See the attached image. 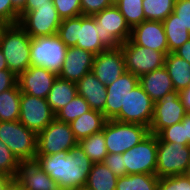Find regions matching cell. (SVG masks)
I'll return each instance as SVG.
<instances>
[{
	"label": "cell",
	"mask_w": 190,
	"mask_h": 190,
	"mask_svg": "<svg viewBox=\"0 0 190 190\" xmlns=\"http://www.w3.org/2000/svg\"><path fill=\"white\" fill-rule=\"evenodd\" d=\"M35 161L59 184L62 190H73L85 186L93 165L79 143L70 151L52 155H36Z\"/></svg>",
	"instance_id": "6da1fadb"
},
{
	"label": "cell",
	"mask_w": 190,
	"mask_h": 190,
	"mask_svg": "<svg viewBox=\"0 0 190 190\" xmlns=\"http://www.w3.org/2000/svg\"><path fill=\"white\" fill-rule=\"evenodd\" d=\"M31 39L19 24H10L0 40V48L8 69L17 77L31 66Z\"/></svg>",
	"instance_id": "7a4b0ae2"
},
{
	"label": "cell",
	"mask_w": 190,
	"mask_h": 190,
	"mask_svg": "<svg viewBox=\"0 0 190 190\" xmlns=\"http://www.w3.org/2000/svg\"><path fill=\"white\" fill-rule=\"evenodd\" d=\"M0 140L20 162L36 160L37 134L19 120L0 121Z\"/></svg>",
	"instance_id": "3957f363"
},
{
	"label": "cell",
	"mask_w": 190,
	"mask_h": 190,
	"mask_svg": "<svg viewBox=\"0 0 190 190\" xmlns=\"http://www.w3.org/2000/svg\"><path fill=\"white\" fill-rule=\"evenodd\" d=\"M93 17L96 28H99L97 35L107 49H116L130 39L131 28L115 4L95 13Z\"/></svg>",
	"instance_id": "277c9868"
},
{
	"label": "cell",
	"mask_w": 190,
	"mask_h": 190,
	"mask_svg": "<svg viewBox=\"0 0 190 190\" xmlns=\"http://www.w3.org/2000/svg\"><path fill=\"white\" fill-rule=\"evenodd\" d=\"M108 153L123 154L149 134V128L136 123L107 120L103 128Z\"/></svg>",
	"instance_id": "5b68a950"
},
{
	"label": "cell",
	"mask_w": 190,
	"mask_h": 190,
	"mask_svg": "<svg viewBox=\"0 0 190 190\" xmlns=\"http://www.w3.org/2000/svg\"><path fill=\"white\" fill-rule=\"evenodd\" d=\"M67 48L57 34L32 38L30 44L31 65L43 67L59 75Z\"/></svg>",
	"instance_id": "8992f818"
},
{
	"label": "cell",
	"mask_w": 190,
	"mask_h": 190,
	"mask_svg": "<svg viewBox=\"0 0 190 190\" xmlns=\"http://www.w3.org/2000/svg\"><path fill=\"white\" fill-rule=\"evenodd\" d=\"M190 163V145L162 142L157 136V167L159 178L185 174Z\"/></svg>",
	"instance_id": "52a82bcc"
},
{
	"label": "cell",
	"mask_w": 190,
	"mask_h": 190,
	"mask_svg": "<svg viewBox=\"0 0 190 190\" xmlns=\"http://www.w3.org/2000/svg\"><path fill=\"white\" fill-rule=\"evenodd\" d=\"M120 47L125 58V70L138 77L162 68L168 54V52L135 45L130 39L122 43Z\"/></svg>",
	"instance_id": "ba28073f"
},
{
	"label": "cell",
	"mask_w": 190,
	"mask_h": 190,
	"mask_svg": "<svg viewBox=\"0 0 190 190\" xmlns=\"http://www.w3.org/2000/svg\"><path fill=\"white\" fill-rule=\"evenodd\" d=\"M127 175L156 174L157 135L149 133L137 145L122 154Z\"/></svg>",
	"instance_id": "9c48e42d"
},
{
	"label": "cell",
	"mask_w": 190,
	"mask_h": 190,
	"mask_svg": "<svg viewBox=\"0 0 190 190\" xmlns=\"http://www.w3.org/2000/svg\"><path fill=\"white\" fill-rule=\"evenodd\" d=\"M77 143L70 124L54 118L37 134L36 155H52L62 151H70Z\"/></svg>",
	"instance_id": "30bf717a"
},
{
	"label": "cell",
	"mask_w": 190,
	"mask_h": 190,
	"mask_svg": "<svg viewBox=\"0 0 190 190\" xmlns=\"http://www.w3.org/2000/svg\"><path fill=\"white\" fill-rule=\"evenodd\" d=\"M61 22L54 4H48L29 12H20L18 24L31 38H36L56 35Z\"/></svg>",
	"instance_id": "8fae6325"
},
{
	"label": "cell",
	"mask_w": 190,
	"mask_h": 190,
	"mask_svg": "<svg viewBox=\"0 0 190 190\" xmlns=\"http://www.w3.org/2000/svg\"><path fill=\"white\" fill-rule=\"evenodd\" d=\"M153 114L154 102L138 84L129 92L124 108H121L120 113L113 120L141 124L149 128Z\"/></svg>",
	"instance_id": "7c38bea8"
},
{
	"label": "cell",
	"mask_w": 190,
	"mask_h": 190,
	"mask_svg": "<svg viewBox=\"0 0 190 190\" xmlns=\"http://www.w3.org/2000/svg\"><path fill=\"white\" fill-rule=\"evenodd\" d=\"M55 118L46 99L21 93L19 121L38 134Z\"/></svg>",
	"instance_id": "4fadbf2b"
},
{
	"label": "cell",
	"mask_w": 190,
	"mask_h": 190,
	"mask_svg": "<svg viewBox=\"0 0 190 190\" xmlns=\"http://www.w3.org/2000/svg\"><path fill=\"white\" fill-rule=\"evenodd\" d=\"M186 114L179 92L174 90L166 94L160 101L154 103L149 133L158 135L164 128L181 122Z\"/></svg>",
	"instance_id": "5bb4252c"
},
{
	"label": "cell",
	"mask_w": 190,
	"mask_h": 190,
	"mask_svg": "<svg viewBox=\"0 0 190 190\" xmlns=\"http://www.w3.org/2000/svg\"><path fill=\"white\" fill-rule=\"evenodd\" d=\"M57 77L43 67L31 65L17 77V84L21 93L46 99Z\"/></svg>",
	"instance_id": "9a60e30c"
},
{
	"label": "cell",
	"mask_w": 190,
	"mask_h": 190,
	"mask_svg": "<svg viewBox=\"0 0 190 190\" xmlns=\"http://www.w3.org/2000/svg\"><path fill=\"white\" fill-rule=\"evenodd\" d=\"M91 71L106 86L117 80L126 71L121 47L97 54Z\"/></svg>",
	"instance_id": "2e32d148"
},
{
	"label": "cell",
	"mask_w": 190,
	"mask_h": 190,
	"mask_svg": "<svg viewBox=\"0 0 190 190\" xmlns=\"http://www.w3.org/2000/svg\"><path fill=\"white\" fill-rule=\"evenodd\" d=\"M139 84V77L125 71L117 80L106 86V103L104 116L113 120L124 108L129 92Z\"/></svg>",
	"instance_id": "e0dca14e"
},
{
	"label": "cell",
	"mask_w": 190,
	"mask_h": 190,
	"mask_svg": "<svg viewBox=\"0 0 190 190\" xmlns=\"http://www.w3.org/2000/svg\"><path fill=\"white\" fill-rule=\"evenodd\" d=\"M130 40L135 45L160 52H168V42L162 21H143L131 29Z\"/></svg>",
	"instance_id": "ac0fdd59"
},
{
	"label": "cell",
	"mask_w": 190,
	"mask_h": 190,
	"mask_svg": "<svg viewBox=\"0 0 190 190\" xmlns=\"http://www.w3.org/2000/svg\"><path fill=\"white\" fill-rule=\"evenodd\" d=\"M15 180L24 190H62L36 161L20 162Z\"/></svg>",
	"instance_id": "d6986e66"
},
{
	"label": "cell",
	"mask_w": 190,
	"mask_h": 190,
	"mask_svg": "<svg viewBox=\"0 0 190 190\" xmlns=\"http://www.w3.org/2000/svg\"><path fill=\"white\" fill-rule=\"evenodd\" d=\"M95 55L82 48L68 47L62 69L58 77L77 82L91 72Z\"/></svg>",
	"instance_id": "ffe728a7"
},
{
	"label": "cell",
	"mask_w": 190,
	"mask_h": 190,
	"mask_svg": "<svg viewBox=\"0 0 190 190\" xmlns=\"http://www.w3.org/2000/svg\"><path fill=\"white\" fill-rule=\"evenodd\" d=\"M78 95L82 96L90 108L104 114L106 103V85L103 84L92 71L76 82Z\"/></svg>",
	"instance_id": "44dd1931"
},
{
	"label": "cell",
	"mask_w": 190,
	"mask_h": 190,
	"mask_svg": "<svg viewBox=\"0 0 190 190\" xmlns=\"http://www.w3.org/2000/svg\"><path fill=\"white\" fill-rule=\"evenodd\" d=\"M139 84L154 103L175 90L170 75L164 66L141 75L139 77Z\"/></svg>",
	"instance_id": "7402d4cb"
},
{
	"label": "cell",
	"mask_w": 190,
	"mask_h": 190,
	"mask_svg": "<svg viewBox=\"0 0 190 190\" xmlns=\"http://www.w3.org/2000/svg\"><path fill=\"white\" fill-rule=\"evenodd\" d=\"M99 28H96V20L90 15L78 16V41L75 47L91 52L95 56L107 48L101 43Z\"/></svg>",
	"instance_id": "603a6c76"
},
{
	"label": "cell",
	"mask_w": 190,
	"mask_h": 190,
	"mask_svg": "<svg viewBox=\"0 0 190 190\" xmlns=\"http://www.w3.org/2000/svg\"><path fill=\"white\" fill-rule=\"evenodd\" d=\"M106 122L107 119L103 113L91 109L69 124L75 139L79 142L81 139L103 130Z\"/></svg>",
	"instance_id": "cb8c5ba5"
},
{
	"label": "cell",
	"mask_w": 190,
	"mask_h": 190,
	"mask_svg": "<svg viewBox=\"0 0 190 190\" xmlns=\"http://www.w3.org/2000/svg\"><path fill=\"white\" fill-rule=\"evenodd\" d=\"M164 67L172 80L173 87L180 92L188 87L190 82V63L174 52H169L165 58Z\"/></svg>",
	"instance_id": "d4e9b609"
},
{
	"label": "cell",
	"mask_w": 190,
	"mask_h": 190,
	"mask_svg": "<svg viewBox=\"0 0 190 190\" xmlns=\"http://www.w3.org/2000/svg\"><path fill=\"white\" fill-rule=\"evenodd\" d=\"M78 94L76 83L57 77L49 94L47 102L52 111L56 113Z\"/></svg>",
	"instance_id": "484cf974"
},
{
	"label": "cell",
	"mask_w": 190,
	"mask_h": 190,
	"mask_svg": "<svg viewBox=\"0 0 190 190\" xmlns=\"http://www.w3.org/2000/svg\"><path fill=\"white\" fill-rule=\"evenodd\" d=\"M118 177L103 163H93L85 184L91 190H116Z\"/></svg>",
	"instance_id": "4316f807"
},
{
	"label": "cell",
	"mask_w": 190,
	"mask_h": 190,
	"mask_svg": "<svg viewBox=\"0 0 190 190\" xmlns=\"http://www.w3.org/2000/svg\"><path fill=\"white\" fill-rule=\"evenodd\" d=\"M162 23L168 42V53L174 52L190 39V32L175 13L172 12Z\"/></svg>",
	"instance_id": "83f0119b"
},
{
	"label": "cell",
	"mask_w": 190,
	"mask_h": 190,
	"mask_svg": "<svg viewBox=\"0 0 190 190\" xmlns=\"http://www.w3.org/2000/svg\"><path fill=\"white\" fill-rule=\"evenodd\" d=\"M21 91L16 83L0 93V121H17L20 114Z\"/></svg>",
	"instance_id": "f1b7e54d"
},
{
	"label": "cell",
	"mask_w": 190,
	"mask_h": 190,
	"mask_svg": "<svg viewBox=\"0 0 190 190\" xmlns=\"http://www.w3.org/2000/svg\"><path fill=\"white\" fill-rule=\"evenodd\" d=\"M156 174H131L118 177L116 190H158Z\"/></svg>",
	"instance_id": "f546056e"
},
{
	"label": "cell",
	"mask_w": 190,
	"mask_h": 190,
	"mask_svg": "<svg viewBox=\"0 0 190 190\" xmlns=\"http://www.w3.org/2000/svg\"><path fill=\"white\" fill-rule=\"evenodd\" d=\"M78 143L93 163L104 162L108 155L103 130L81 139Z\"/></svg>",
	"instance_id": "4dcf8cb0"
},
{
	"label": "cell",
	"mask_w": 190,
	"mask_h": 190,
	"mask_svg": "<svg viewBox=\"0 0 190 190\" xmlns=\"http://www.w3.org/2000/svg\"><path fill=\"white\" fill-rule=\"evenodd\" d=\"M142 1L143 0H117L114 2L131 29L146 20Z\"/></svg>",
	"instance_id": "1f68e13d"
},
{
	"label": "cell",
	"mask_w": 190,
	"mask_h": 190,
	"mask_svg": "<svg viewBox=\"0 0 190 190\" xmlns=\"http://www.w3.org/2000/svg\"><path fill=\"white\" fill-rule=\"evenodd\" d=\"M175 0H143L146 20L164 21L174 11Z\"/></svg>",
	"instance_id": "d6a6232c"
},
{
	"label": "cell",
	"mask_w": 190,
	"mask_h": 190,
	"mask_svg": "<svg viewBox=\"0 0 190 190\" xmlns=\"http://www.w3.org/2000/svg\"><path fill=\"white\" fill-rule=\"evenodd\" d=\"M90 110L91 108L86 100L77 94L69 103L55 113V118L64 123H71Z\"/></svg>",
	"instance_id": "836d02e7"
},
{
	"label": "cell",
	"mask_w": 190,
	"mask_h": 190,
	"mask_svg": "<svg viewBox=\"0 0 190 190\" xmlns=\"http://www.w3.org/2000/svg\"><path fill=\"white\" fill-rule=\"evenodd\" d=\"M78 17L65 18L58 28L57 35L67 47H74L78 41Z\"/></svg>",
	"instance_id": "e575fe53"
},
{
	"label": "cell",
	"mask_w": 190,
	"mask_h": 190,
	"mask_svg": "<svg viewBox=\"0 0 190 190\" xmlns=\"http://www.w3.org/2000/svg\"><path fill=\"white\" fill-rule=\"evenodd\" d=\"M20 161L12 151L0 140V172L16 177Z\"/></svg>",
	"instance_id": "d590c367"
},
{
	"label": "cell",
	"mask_w": 190,
	"mask_h": 190,
	"mask_svg": "<svg viewBox=\"0 0 190 190\" xmlns=\"http://www.w3.org/2000/svg\"><path fill=\"white\" fill-rule=\"evenodd\" d=\"M157 136L162 142H176L184 145H190L186 139L185 124L182 122L164 128Z\"/></svg>",
	"instance_id": "8d00e7d4"
},
{
	"label": "cell",
	"mask_w": 190,
	"mask_h": 190,
	"mask_svg": "<svg viewBox=\"0 0 190 190\" xmlns=\"http://www.w3.org/2000/svg\"><path fill=\"white\" fill-rule=\"evenodd\" d=\"M61 19L82 15L80 0H52Z\"/></svg>",
	"instance_id": "74e56055"
},
{
	"label": "cell",
	"mask_w": 190,
	"mask_h": 190,
	"mask_svg": "<svg viewBox=\"0 0 190 190\" xmlns=\"http://www.w3.org/2000/svg\"><path fill=\"white\" fill-rule=\"evenodd\" d=\"M158 190H190V181L185 174L159 178Z\"/></svg>",
	"instance_id": "f35d334b"
},
{
	"label": "cell",
	"mask_w": 190,
	"mask_h": 190,
	"mask_svg": "<svg viewBox=\"0 0 190 190\" xmlns=\"http://www.w3.org/2000/svg\"><path fill=\"white\" fill-rule=\"evenodd\" d=\"M82 15L93 16L105 8L112 6V0H80Z\"/></svg>",
	"instance_id": "ab89813d"
},
{
	"label": "cell",
	"mask_w": 190,
	"mask_h": 190,
	"mask_svg": "<svg viewBox=\"0 0 190 190\" xmlns=\"http://www.w3.org/2000/svg\"><path fill=\"white\" fill-rule=\"evenodd\" d=\"M117 177L127 175L122 154L108 153L103 162Z\"/></svg>",
	"instance_id": "60d3db41"
},
{
	"label": "cell",
	"mask_w": 190,
	"mask_h": 190,
	"mask_svg": "<svg viewBox=\"0 0 190 190\" xmlns=\"http://www.w3.org/2000/svg\"><path fill=\"white\" fill-rule=\"evenodd\" d=\"M0 17L10 24H18L20 12L12 5L11 0H0Z\"/></svg>",
	"instance_id": "b9f144b4"
},
{
	"label": "cell",
	"mask_w": 190,
	"mask_h": 190,
	"mask_svg": "<svg viewBox=\"0 0 190 190\" xmlns=\"http://www.w3.org/2000/svg\"><path fill=\"white\" fill-rule=\"evenodd\" d=\"M173 13L190 32V0H175Z\"/></svg>",
	"instance_id": "7bdbcfd3"
},
{
	"label": "cell",
	"mask_w": 190,
	"mask_h": 190,
	"mask_svg": "<svg viewBox=\"0 0 190 190\" xmlns=\"http://www.w3.org/2000/svg\"><path fill=\"white\" fill-rule=\"evenodd\" d=\"M16 83L17 76L9 69L0 70V93L12 88Z\"/></svg>",
	"instance_id": "ee69618b"
},
{
	"label": "cell",
	"mask_w": 190,
	"mask_h": 190,
	"mask_svg": "<svg viewBox=\"0 0 190 190\" xmlns=\"http://www.w3.org/2000/svg\"><path fill=\"white\" fill-rule=\"evenodd\" d=\"M53 4L52 0H27L25 8L21 12H29L37 9L39 6Z\"/></svg>",
	"instance_id": "f6af8a7d"
},
{
	"label": "cell",
	"mask_w": 190,
	"mask_h": 190,
	"mask_svg": "<svg viewBox=\"0 0 190 190\" xmlns=\"http://www.w3.org/2000/svg\"><path fill=\"white\" fill-rule=\"evenodd\" d=\"M174 53L190 63V39L177 48Z\"/></svg>",
	"instance_id": "bcb514c9"
},
{
	"label": "cell",
	"mask_w": 190,
	"mask_h": 190,
	"mask_svg": "<svg viewBox=\"0 0 190 190\" xmlns=\"http://www.w3.org/2000/svg\"><path fill=\"white\" fill-rule=\"evenodd\" d=\"M180 99L187 113H190V88H185L179 92Z\"/></svg>",
	"instance_id": "7dc6e473"
},
{
	"label": "cell",
	"mask_w": 190,
	"mask_h": 190,
	"mask_svg": "<svg viewBox=\"0 0 190 190\" xmlns=\"http://www.w3.org/2000/svg\"><path fill=\"white\" fill-rule=\"evenodd\" d=\"M15 180L14 177L0 172V190H6L8 186Z\"/></svg>",
	"instance_id": "c3c4849f"
},
{
	"label": "cell",
	"mask_w": 190,
	"mask_h": 190,
	"mask_svg": "<svg viewBox=\"0 0 190 190\" xmlns=\"http://www.w3.org/2000/svg\"><path fill=\"white\" fill-rule=\"evenodd\" d=\"M181 122L185 124L186 139L190 143V113H187Z\"/></svg>",
	"instance_id": "681fc988"
},
{
	"label": "cell",
	"mask_w": 190,
	"mask_h": 190,
	"mask_svg": "<svg viewBox=\"0 0 190 190\" xmlns=\"http://www.w3.org/2000/svg\"><path fill=\"white\" fill-rule=\"evenodd\" d=\"M27 0H11L12 5L19 11L21 12L25 8Z\"/></svg>",
	"instance_id": "f907efd6"
},
{
	"label": "cell",
	"mask_w": 190,
	"mask_h": 190,
	"mask_svg": "<svg viewBox=\"0 0 190 190\" xmlns=\"http://www.w3.org/2000/svg\"><path fill=\"white\" fill-rule=\"evenodd\" d=\"M10 23L0 17V40L3 36L4 31L9 27Z\"/></svg>",
	"instance_id": "816d5d0a"
},
{
	"label": "cell",
	"mask_w": 190,
	"mask_h": 190,
	"mask_svg": "<svg viewBox=\"0 0 190 190\" xmlns=\"http://www.w3.org/2000/svg\"><path fill=\"white\" fill-rule=\"evenodd\" d=\"M5 69H8V66H7L6 59L3 55V52L0 48V70H5Z\"/></svg>",
	"instance_id": "f5cc1de1"
},
{
	"label": "cell",
	"mask_w": 190,
	"mask_h": 190,
	"mask_svg": "<svg viewBox=\"0 0 190 190\" xmlns=\"http://www.w3.org/2000/svg\"><path fill=\"white\" fill-rule=\"evenodd\" d=\"M6 190H24L16 180H14Z\"/></svg>",
	"instance_id": "db71d44e"
},
{
	"label": "cell",
	"mask_w": 190,
	"mask_h": 190,
	"mask_svg": "<svg viewBox=\"0 0 190 190\" xmlns=\"http://www.w3.org/2000/svg\"><path fill=\"white\" fill-rule=\"evenodd\" d=\"M185 176L188 178V180L190 181V163H189V165H188V167H187V170H186V172H185Z\"/></svg>",
	"instance_id": "11a10c76"
},
{
	"label": "cell",
	"mask_w": 190,
	"mask_h": 190,
	"mask_svg": "<svg viewBox=\"0 0 190 190\" xmlns=\"http://www.w3.org/2000/svg\"><path fill=\"white\" fill-rule=\"evenodd\" d=\"M73 190H91V189H89V188L86 187V186H81V187H78V188L73 189Z\"/></svg>",
	"instance_id": "9f6ffc18"
}]
</instances>
